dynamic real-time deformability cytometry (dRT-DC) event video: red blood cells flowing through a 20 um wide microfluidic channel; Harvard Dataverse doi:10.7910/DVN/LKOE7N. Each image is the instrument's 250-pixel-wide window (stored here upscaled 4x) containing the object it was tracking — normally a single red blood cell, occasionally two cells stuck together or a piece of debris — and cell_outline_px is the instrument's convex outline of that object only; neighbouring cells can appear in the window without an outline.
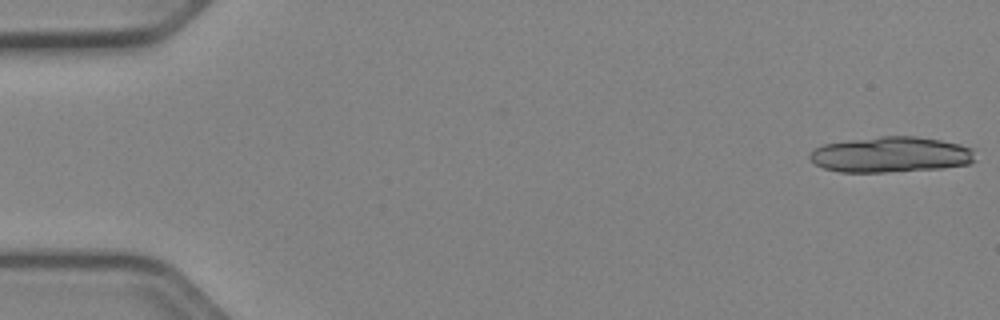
{"species": "Egyptian fruit bat (a non-hibernating species)", "species_latin": "Rousettus aegyptiacus", "temperature_condition": "cold", "stored_images_in_passage": 10, "camera_frame_rate_fps": 3000, "um_per_image_px": 0.085, "animal": {"sex": "female"}, "frame": {"image": 1, "passage_image": 1, "time_ms": 0.0, "image_size_px": [1000, 320], "cell_outline_px": [[976, 160], [972, 164], [944, 168], [884, 172], [840, 172], [824, 168], [808, 160], [808, 152], [824, 144], [880, 136], [916, 136], [940, 140], [960, 144], [976, 148]], "centroid_in_image_um": [75.78, 13.14], "position_along_channel_um": 9.2, "area_um2": 34.8}}